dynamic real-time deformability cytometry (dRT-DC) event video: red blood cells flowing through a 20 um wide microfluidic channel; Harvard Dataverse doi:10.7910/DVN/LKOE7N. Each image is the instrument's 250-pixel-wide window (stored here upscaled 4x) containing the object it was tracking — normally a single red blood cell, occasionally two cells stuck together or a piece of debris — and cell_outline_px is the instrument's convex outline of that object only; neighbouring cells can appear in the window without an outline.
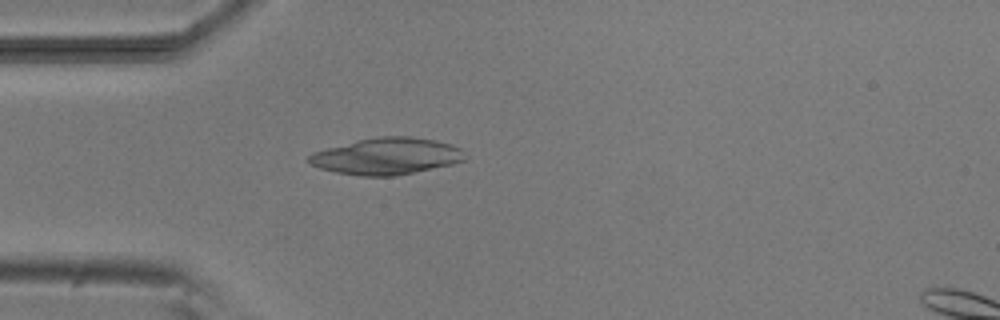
{"species": "common noctule bat (a hibernating species)", "species_latin": "Nyctalus noctula", "temperature_condition": "room temperature", "stored_images_in_passage": 5, "camera_frame_rate_fps": 3000, "um_per_image_px": 0.085, "animal": {"sex": "male", "body_mass_g": 20.5, "forearm_length_mm": 52.5}, "frame": {"image": 1, "passage_image": 5, "time_ms": 4.333, "image_size_px": [1000, 320], "cell_outline_px": [[468, 160], [452, 164], [396, 176], [360, 176], [336, 172], [320, 168], [304, 160], [312, 152], [376, 136], [412, 136], [436, 140], [452, 144], [460, 148], [468, 156]], "centroid_in_image_um": [32.91, 13.28], "position_along_channel_um": 52.1, "area_um2": 33.52}}